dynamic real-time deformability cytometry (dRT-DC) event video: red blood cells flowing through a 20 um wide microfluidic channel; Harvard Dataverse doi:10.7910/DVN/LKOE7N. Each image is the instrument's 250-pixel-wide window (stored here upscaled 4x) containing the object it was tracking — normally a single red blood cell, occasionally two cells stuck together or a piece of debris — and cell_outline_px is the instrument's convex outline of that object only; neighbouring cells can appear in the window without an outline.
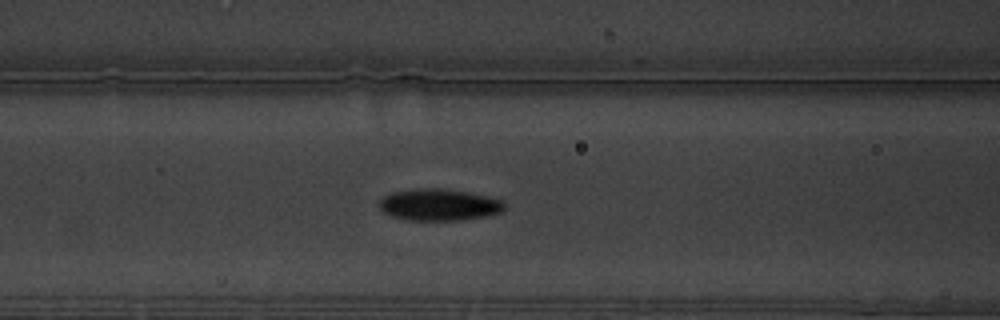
{"species": "common noctule bat (a hibernating species)", "species_latin": "Nyctalus noctula", "temperature_condition": "warm", "stored_images_in_passage": 62, "camera_frame_rate_fps": 3000, "um_per_image_px": 0.085, "animal": {"sex": "male", "body_mass_g": 19.5, "forearm_length_mm": 54.6}, "frame": {"image": 1, "passage_image": 27, "time_ms": 8.667, "image_size_px": [1000, 320], "cell_outline_px": [[504, 208], [500, 212], [488, 216], [460, 220], [408, 220], [392, 216], [384, 212], [380, 208], [380, 200], [384, 196], [392, 192], [420, 188], [440, 188], [468, 192], [488, 196], [504, 200]], "centroid_in_image_um": [37.34, 17.4], "position_along_channel_um": 129.3, "area_um2": 23.12}}
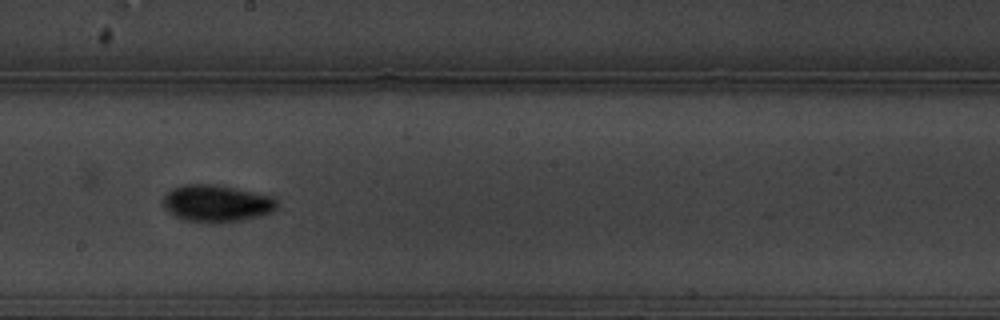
{"frame": {"image": 2, "passage_image": 36, "time_ms": 11.667, "image_size_px": [1000, 320], "cell_outline_px": [[280, 204], [272, 212], [260, 216], [240, 220], [208, 224], [184, 220], [168, 212], [164, 208], [164, 196], [172, 188], [180, 184], [216, 184], [272, 196]], "centroid_in_image_um": [18.4, 17.29], "position_along_channel_um": 229.8, "area_um2": 24.8}, "authors_computed_cell_mechanics": {"area_um2": 21.964, "velocity_mm_per_s": 3.3616, "shape_relaxation_time_tau1_ms": 4.0588, "shape_relaxation_time_tau2_ms": 2.543, "deformation_change_tau1": 0.1531, "deformation_change_tau2": 0.0586}}